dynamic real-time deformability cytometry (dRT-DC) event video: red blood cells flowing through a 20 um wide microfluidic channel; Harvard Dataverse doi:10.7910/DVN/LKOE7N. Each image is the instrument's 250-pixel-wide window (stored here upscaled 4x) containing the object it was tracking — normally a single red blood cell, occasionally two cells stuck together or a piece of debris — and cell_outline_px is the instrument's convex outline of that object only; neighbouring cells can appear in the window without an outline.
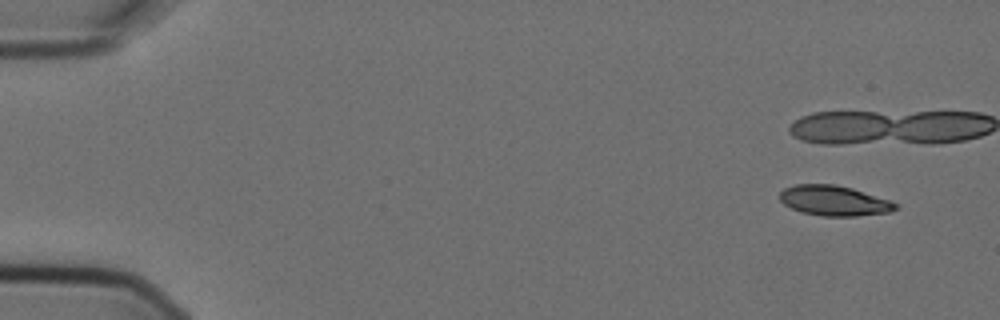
{"species": "Egyptian fruit bat (a non-hibernating species)", "species_latin": "Rousettus aegyptiacus", "temperature_condition": "cold", "stored_images_in_passage": 4, "camera_frame_rate_fps": 3000, "um_per_image_px": 0.085, "animal": {"sex": "female"}, "frame": {"image": 1, "passage_image": 1, "time_ms": 0.0, "image_size_px": [1000, 320], "cell_outline_px": [[900, 208], [888, 212], [856, 216], [824, 216], [800, 212], [784, 204], [780, 200], [780, 192], [784, 188], [796, 184], [836, 184], [852, 188], [900, 204]], "centroid_in_image_um": [70.9, 17.05], "position_along_channel_um": 14.1, "area_um2": 20.35}}